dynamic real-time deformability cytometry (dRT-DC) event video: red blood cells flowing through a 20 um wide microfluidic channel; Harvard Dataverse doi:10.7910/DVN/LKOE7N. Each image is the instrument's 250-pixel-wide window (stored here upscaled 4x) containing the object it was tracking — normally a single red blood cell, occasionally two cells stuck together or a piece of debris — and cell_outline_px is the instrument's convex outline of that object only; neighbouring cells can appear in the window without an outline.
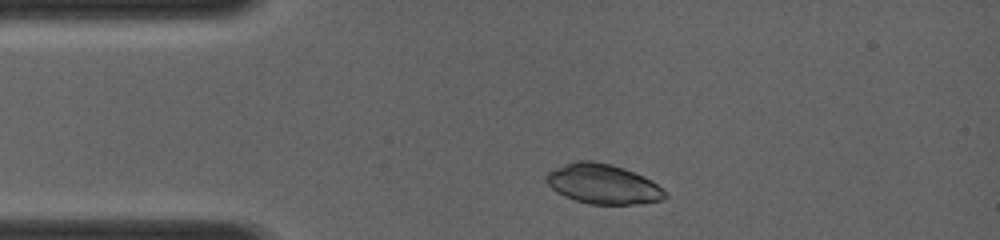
{"species": "common noctule bat (a hibernating species)", "species_latin": "Nyctalus noctula", "temperature_condition": "room temperature", "stored_images_in_passage": 2, "camera_frame_rate_fps": 4000, "um_per_image_px": 0.085, "animal": {"sex": "female", "body_mass_g": 19.0, "forearm_length_mm": 56.7}, "frame": {"image": 1, "passage_image": 1, "time_ms": 0.0, "image_size_px": [1000, 240], "cell_outline_px": [[668, 196], [664, 200], [632, 204], [588, 204], [564, 196], [556, 192], [544, 180], [548, 172], [556, 168], [576, 160], [592, 160], [612, 164], [624, 168], [644, 176], [652, 180]], "centroid_in_image_um": [51.24, 15.63], "position_along_channel_um": 33.8, "area_um2": 27.51}}